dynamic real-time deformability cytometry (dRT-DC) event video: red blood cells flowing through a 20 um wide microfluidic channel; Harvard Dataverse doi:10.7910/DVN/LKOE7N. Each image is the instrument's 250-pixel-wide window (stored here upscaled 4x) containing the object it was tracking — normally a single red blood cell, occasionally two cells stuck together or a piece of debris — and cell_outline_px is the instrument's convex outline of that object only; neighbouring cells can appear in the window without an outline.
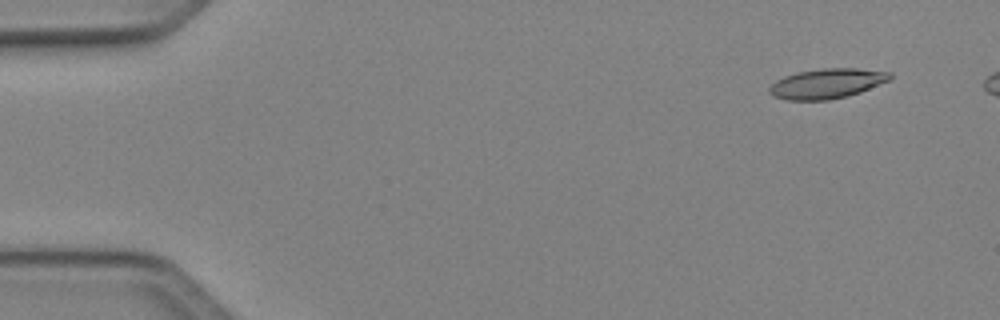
{"species": "Egyptian fruit bat (a non-hibernating species)", "species_latin": "Rousettus aegyptiacus", "temperature_condition": "cold", "stored_images_in_passage": 47, "camera_frame_rate_fps": 3000, "um_per_image_px": 0.085, "animal": {"sex": "female"}, "frame": {"image": 1, "passage_image": 4, "time_ms": 1.0, "image_size_px": [1000, 320], "cell_outline_px": [[892, 76], [888, 80], [860, 92], [848, 96], [828, 100], [788, 100], [772, 96], [768, 92], [768, 88], [776, 80], [784, 76], [796, 72], [820, 68], [856, 68], [892, 72]], "centroid_in_image_um": [70.25, 7.1], "position_along_channel_um": 14.8, "area_um2": 21.1}}
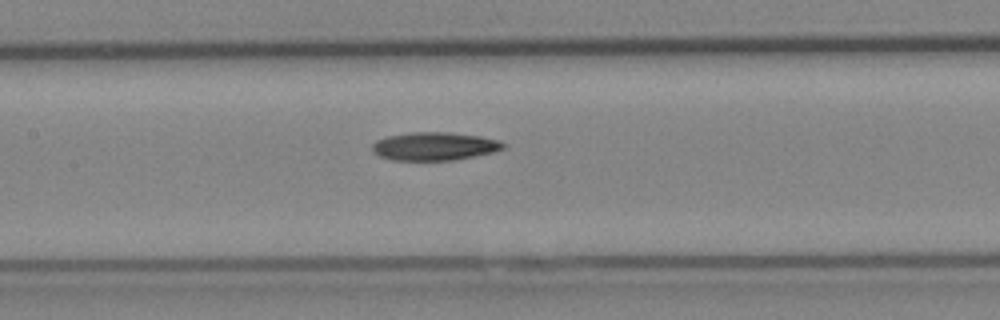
{"frame": {"image": 2, "passage_image": 24, "time_ms": 7.667, "image_size_px": [1000, 320], "cell_outline_px": [[504, 148], [492, 152], [456, 160], [392, 160], [380, 156], [372, 152], [372, 144], [376, 140], [388, 136], [412, 132], [448, 132], [480, 136], [500, 140], [504, 144]], "centroid_in_image_um": [36.91, 12.43], "position_along_channel_um": 170.5, "area_um2": 21.5}}
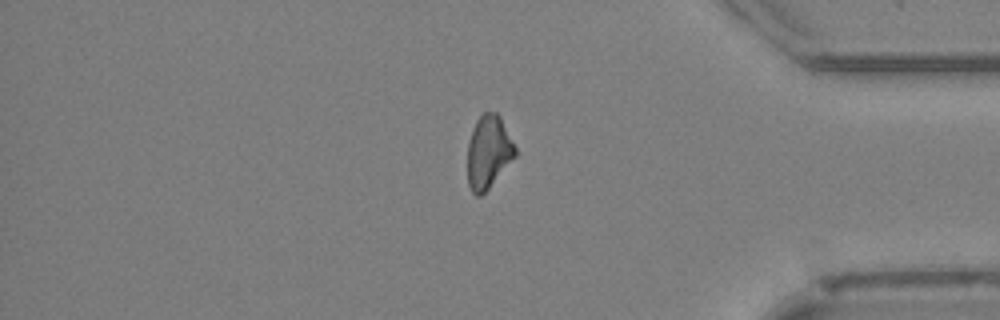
{"frame": {"image": 3, "passage_image": 42, "time_ms": 13.667, "image_size_px": [1000, 320], "cell_outline_px": [[516, 156], [488, 188], [480, 196], [476, 196], [472, 192], [468, 184], [468, 144], [476, 120], [484, 112], [496, 112], [500, 116], [516, 148]], "centroid_in_image_um": [41.52, 12.92], "position_along_channel_um": 393.7, "area_um2": 20.0}}